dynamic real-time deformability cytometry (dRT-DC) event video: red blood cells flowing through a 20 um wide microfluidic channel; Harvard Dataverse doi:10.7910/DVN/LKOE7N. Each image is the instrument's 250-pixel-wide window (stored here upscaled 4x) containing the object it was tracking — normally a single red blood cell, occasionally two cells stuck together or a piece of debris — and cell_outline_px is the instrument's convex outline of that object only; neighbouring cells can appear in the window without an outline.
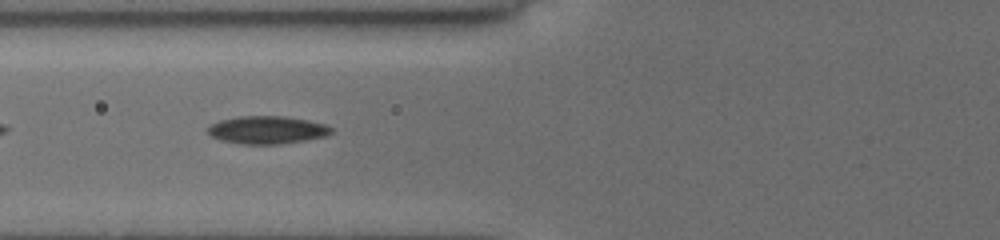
{"species": "common noctule bat (a hibernating species)", "species_latin": "Nyctalus noctula", "temperature_condition": "cold", "stored_images_in_passage": 36, "camera_frame_rate_fps": 3000, "um_per_image_px": 0.085, "animal": {"sex": "female", "body_mass_g": 19.5, "forearm_length_mm": 54.1}, "frame": {"image": 1, "passage_image": 5, "time_ms": 1.333, "image_size_px": [1000, 240], "cell_outline_px": [[332, 132], [324, 136], [304, 140], [276, 144], [244, 144], [224, 140], [212, 136], [208, 132], [208, 128], [212, 124], [220, 120], [236, 116], [284, 116], [308, 120], [324, 124], [332, 128]], "centroid_in_image_um": [22.7, 11.03], "position_along_channel_um": 103.1, "area_um2": 19.65}}
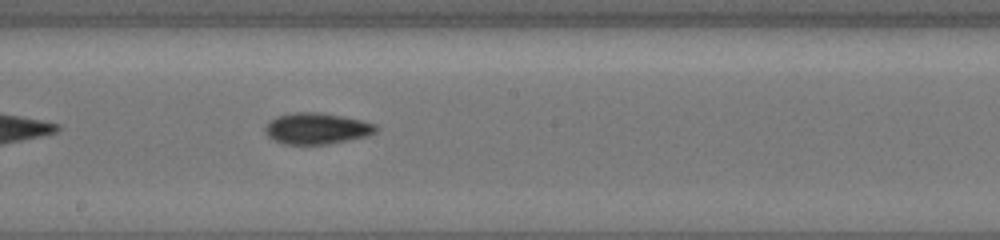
{"frame": {"image": 2, "passage_image": 14, "time_ms": 4.333, "image_size_px": [1000, 240], "cell_outline_px": [[376, 132], [368, 136], [328, 144], [284, 144], [268, 136], [264, 128], [276, 116], [292, 112], [316, 112], [340, 116], [360, 120], [376, 124]], "centroid_in_image_um": [26.93, 10.92], "position_along_channel_um": 221.3, "area_um2": 19.88}}
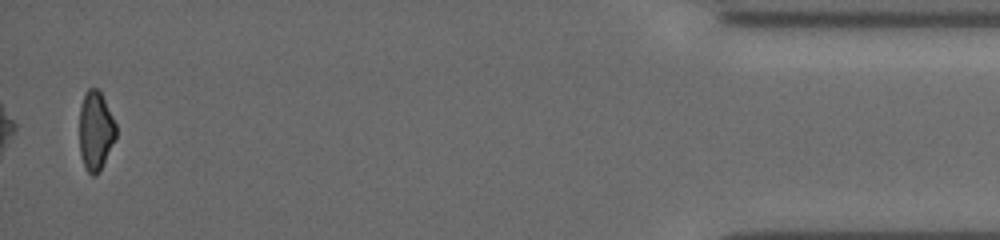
{"frame": {"image": 3, "passage_image": 35, "time_ms": 11.333, "image_size_px": [1000, 240], "cell_outline_px": [[116, 136], [100, 172], [96, 176], [92, 176], [88, 172], [80, 156], [80, 108], [84, 96], [88, 88], [96, 88], [100, 92], [116, 124]], "centroid_in_image_um": [8.12, 11.16], "position_along_channel_um": 427.1, "area_um2": 16.65}, "authors_computed_cell_mechanics": {"area_um2": 18.9295, "velocity_mm_per_s": 3.9317, "shape_relaxation_time_tau1_ms": 5.2238, "shape_relaxation_time_tau2_ms": 6.0578, "deformation_change_tau1": 0.1338, "deformation_change_tau2": 0.1205}}